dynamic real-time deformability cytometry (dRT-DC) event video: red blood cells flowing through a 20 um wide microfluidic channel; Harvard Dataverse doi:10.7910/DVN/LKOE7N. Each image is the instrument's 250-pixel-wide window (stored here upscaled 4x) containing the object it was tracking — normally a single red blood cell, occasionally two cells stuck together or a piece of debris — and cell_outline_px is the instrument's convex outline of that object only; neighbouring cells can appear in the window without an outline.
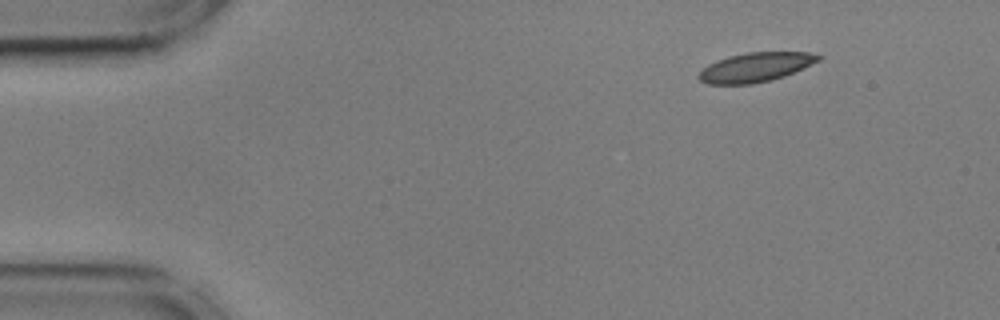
{"species": "common noctule bat (a hibernating species)", "species_latin": "Nyctalus noctula", "temperature_condition": "cold", "stored_images_in_passage": 50, "camera_frame_rate_fps": 3000, "um_per_image_px": 0.085, "animal": {"sex": "male", "body_mass_g": 17.9, "forearm_length_mm": 54.2}, "frame": {"image": 1, "passage_image": 1, "time_ms": 0.0, "image_size_px": [1000, 320], "cell_outline_px": [[820, 60], [784, 76], [772, 80], [752, 84], [708, 84], [700, 80], [696, 76], [700, 68], [716, 60], [728, 56], [748, 52], [808, 52], [820, 56]], "centroid_in_image_um": [64.14, 5.72], "position_along_channel_um": 20.9, "area_um2": 20.46}}
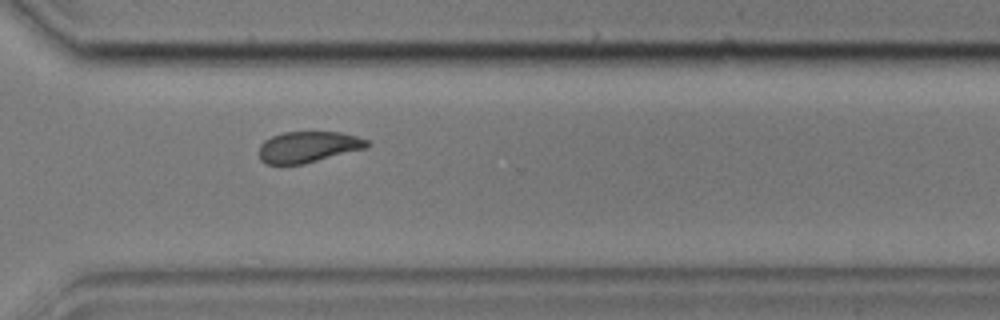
{"frame": {"image": 2, "passage_image": 35, "time_ms": 11.333, "image_size_px": [1000, 320], "cell_outline_px": [[368, 148], [304, 164], [264, 164], [260, 160], [260, 144], [264, 140], [272, 136], [284, 132], [340, 132], [356, 136], [368, 140]], "centroid_in_image_um": [26.2, 12.49], "position_along_channel_um": 344.4, "area_um2": 19.65}}
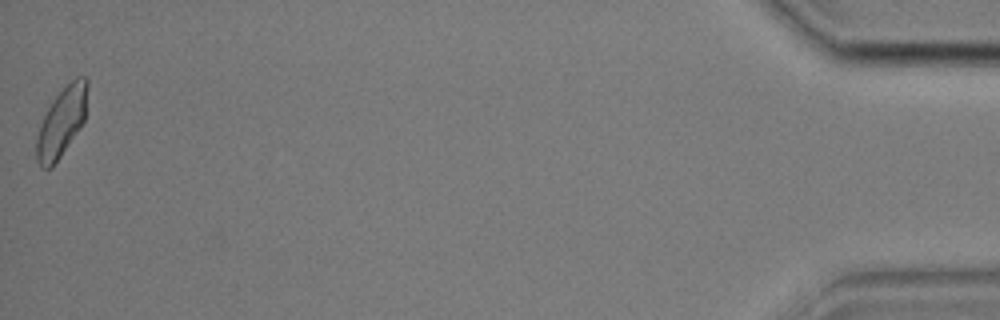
{"frame": {"image": 3, "passage_image": 50, "time_ms": 16.333, "image_size_px": [1000, 320], "cell_outline_px": [[88, 84], [84, 120], [52, 168], [40, 168], [36, 160], [36, 136], [40, 124], [52, 100], [76, 76], [84, 76], [88, 80]], "centroid_in_image_um": [5.21, 10.38], "position_along_channel_um": 430.0, "area_um2": 20.17}, "authors_computed_cell_mechanics": {"area_um2": 20.6924, "velocity_mm_per_s": 3.5752, "shape_relaxation_time_tau1_ms": 5.4585, "shape_relaxation_time_tau2_ms": 2.1323, "deformation_change_tau1": 0.1185, "deformation_change_tau2": 0.0651}}